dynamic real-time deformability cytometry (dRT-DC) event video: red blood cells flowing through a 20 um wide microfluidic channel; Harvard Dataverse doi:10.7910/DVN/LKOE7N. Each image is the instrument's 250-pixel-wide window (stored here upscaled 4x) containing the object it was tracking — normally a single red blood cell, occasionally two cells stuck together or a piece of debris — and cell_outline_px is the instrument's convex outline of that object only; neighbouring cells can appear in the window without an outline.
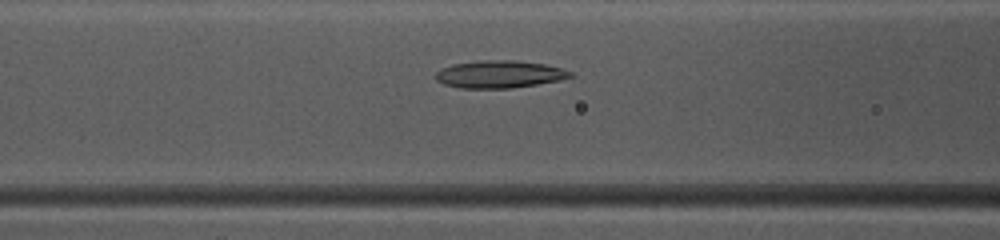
{"species": "common noctule bat (a hibernating species)", "species_latin": "Nyctalus noctula", "temperature_condition": "warm", "stored_images_in_passage": 43, "camera_frame_rate_fps": 3000, "um_per_image_px": 0.085, "animal": {"sex": "female", "body_mass_g": 10.0, "forearm_length_mm": 53.1}, "frame": {"image": 1, "passage_image": 20, "time_ms": 6.333, "image_size_px": [1000, 240], "cell_outline_px": [[576, 76], [560, 80], [512, 88], [460, 88], [444, 84], [436, 80], [436, 72], [440, 68], [452, 64], [480, 60], [516, 60], [544, 64], [560, 68], [572, 72]], "centroid_in_image_um": [42.45, 6.31], "position_along_channel_um": 124.2, "area_um2": 21.62}}
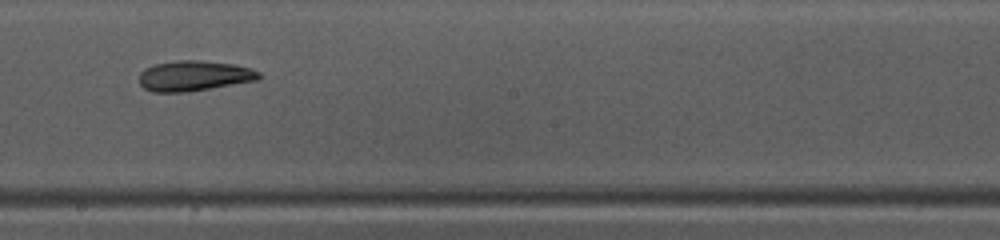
{"frame": {"image": 2, "passage_image": 28, "time_ms": 9.0, "image_size_px": [1000, 240], "cell_outline_px": [[264, 76], [260, 80], [184, 92], [152, 92], [144, 88], [140, 84], [140, 72], [144, 68], [156, 64], [176, 60], [200, 60], [232, 64], [252, 68], [260, 72]], "centroid_in_image_um": [16.53, 6.44], "position_along_channel_um": 231.7, "area_um2": 21.27}}
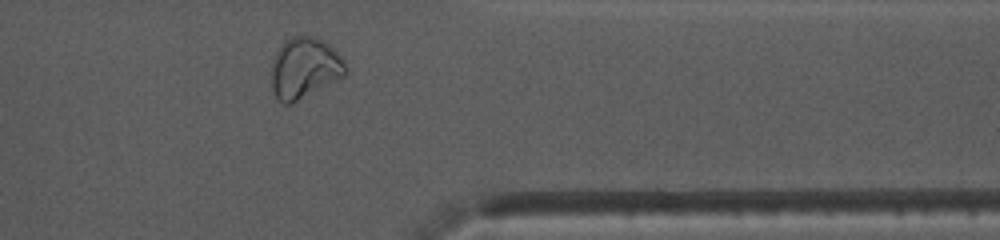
{"frame": {"image": 3, "passage_image": 40, "time_ms": 13.0, "image_size_px": [1000, 240], "cell_outline_px": [[348, 72], [344, 76], [292, 104], [284, 104], [276, 100], [272, 88], [272, 60], [276, 52], [284, 40], [292, 36], [312, 36], [324, 40], [340, 56]], "centroid_in_image_um": [25.85, 5.79], "position_along_channel_um": 385.5, "area_um2": 26.36}, "authors_computed_cell_mechanics": {"area_um2": 22.253, "velocity_mm_per_s": 4.0268, "shape_relaxation_time_tau1_ms": null, "shape_relaxation_time_tau2_ms": 4.5938, "deformation_change_tau1": null, "deformation_change_tau2": 0.1139}}